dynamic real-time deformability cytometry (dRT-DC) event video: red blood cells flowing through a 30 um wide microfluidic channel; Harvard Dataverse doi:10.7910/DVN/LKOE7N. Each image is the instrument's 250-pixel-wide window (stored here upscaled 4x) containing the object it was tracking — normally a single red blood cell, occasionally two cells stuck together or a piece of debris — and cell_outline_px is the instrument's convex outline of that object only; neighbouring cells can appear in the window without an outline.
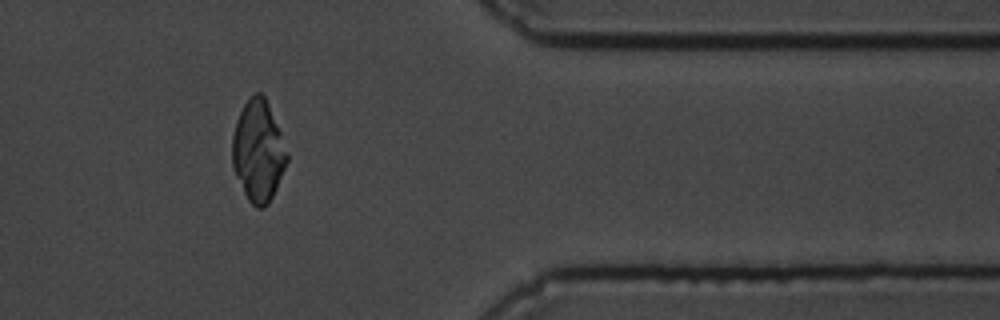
{"species": "common noctule bat (a hibernating species)", "species_latin": "Nyctalus noctula", "temperature_condition": "cold", "stored_images_in_passage": 56, "camera_frame_rate_fps": 3000, "um_per_image_px": 0.085, "animal": {"sex": "male", "body_mass_g": 19.5, "forearm_length_mm": 54.6}, "frame": {"image": 1, "passage_image": 46, "time_ms": 15.0, "image_size_px": [1000, 320], "cell_outline_px": [[288, 160], [276, 188], [268, 204], [264, 208], [256, 208], [248, 200], [232, 168], [232, 136], [236, 120], [244, 104], [256, 92], [260, 92], [264, 96], [268, 104], [280, 132], [288, 156]], "centroid_in_image_um": [21.93, 12.86], "position_along_channel_um": 389.5, "area_um2": 31.96}}
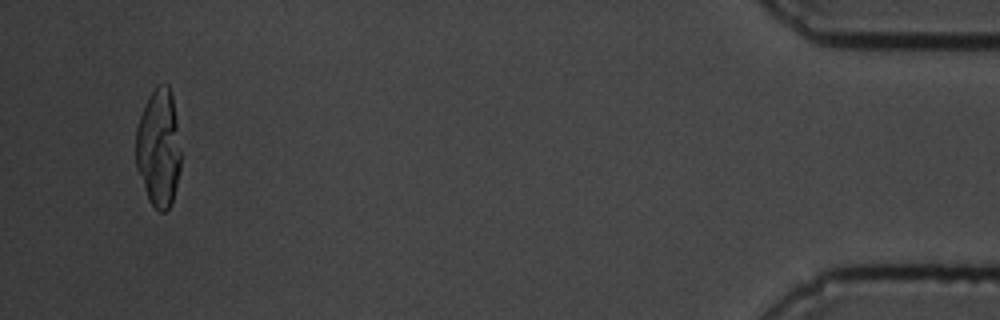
{"frame": {"image": 2, "passage_image": 54, "time_ms": 17.667, "image_size_px": [1000, 320], "cell_outline_px": [[180, 168], [172, 204], [164, 212], [160, 212], [148, 200], [136, 168], [136, 128], [144, 104], [148, 96], [156, 84], [168, 84], [172, 92], [176, 120], [180, 152]], "centroid_in_image_um": [13.47, 12.56], "position_along_channel_um": 421.7, "area_um2": 31.1}}